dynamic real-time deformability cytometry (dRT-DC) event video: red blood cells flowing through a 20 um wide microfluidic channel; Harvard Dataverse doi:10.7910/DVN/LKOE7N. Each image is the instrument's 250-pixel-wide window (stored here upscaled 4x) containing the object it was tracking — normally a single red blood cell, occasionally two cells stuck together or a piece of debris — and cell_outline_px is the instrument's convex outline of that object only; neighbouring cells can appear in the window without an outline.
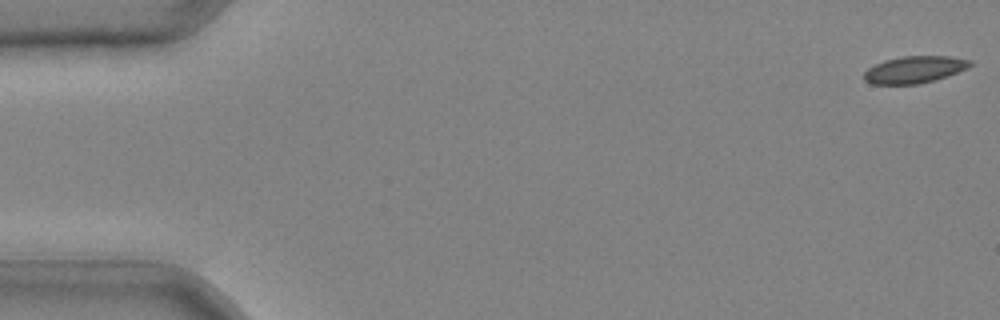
{"species": "common noctule bat (a hibernating species)", "species_latin": "Nyctalus noctula", "temperature_condition": "cold", "stored_images_in_passage": 7, "camera_frame_rate_fps": 3000, "um_per_image_px": 0.085, "animal": {"sex": "male", "body_mass_g": 20.4}, "frame": {"image": 1, "passage_image": 1, "time_ms": 0.0, "image_size_px": [1000, 320], "cell_outline_px": [[972, 64], [968, 68], [948, 76], [920, 84], [872, 84], [864, 80], [864, 72], [868, 68], [884, 60], [904, 56], [948, 56], [972, 60]], "centroid_in_image_um": [77.74, 5.91], "position_along_channel_um": 7.3, "area_um2": 16.7}}